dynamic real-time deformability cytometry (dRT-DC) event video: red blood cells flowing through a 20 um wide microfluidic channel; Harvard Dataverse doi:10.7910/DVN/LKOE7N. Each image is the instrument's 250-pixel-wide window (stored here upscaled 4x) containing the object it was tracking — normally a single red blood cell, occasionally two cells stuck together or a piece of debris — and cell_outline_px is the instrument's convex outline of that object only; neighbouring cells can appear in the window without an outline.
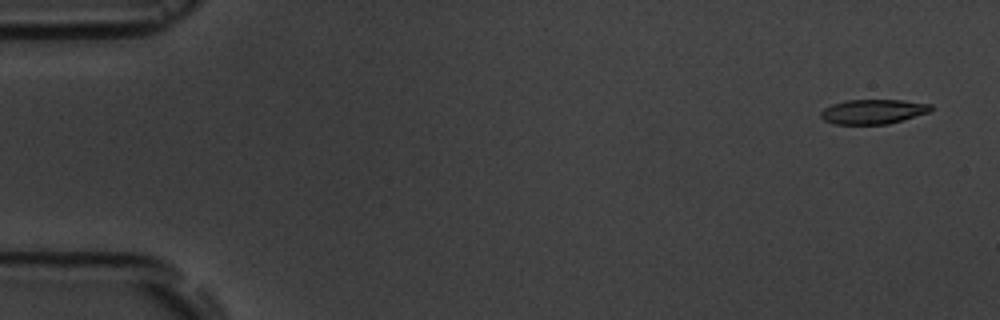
{"species": "common noctule bat (a hibernating species)", "species_latin": "Nyctalus noctula", "temperature_condition": "room temperature", "stored_images_in_passage": 5, "camera_frame_rate_fps": 3000, "um_per_image_px": 0.085, "animal": {"sex": "male", "body_mass_g": 19.5, "forearm_length_mm": 54.6}, "frame": {"image": 1, "passage_image": 1, "time_ms": 0.0, "image_size_px": [1000, 320], "cell_outline_px": [[932, 108], [928, 112], [888, 124], [832, 124], [824, 120], [820, 116], [820, 112], [824, 108], [832, 104], [848, 100], [900, 100], [932, 104]], "centroid_in_image_um": [74.17, 9.49], "position_along_channel_um": 10.8, "area_um2": 15.66}}
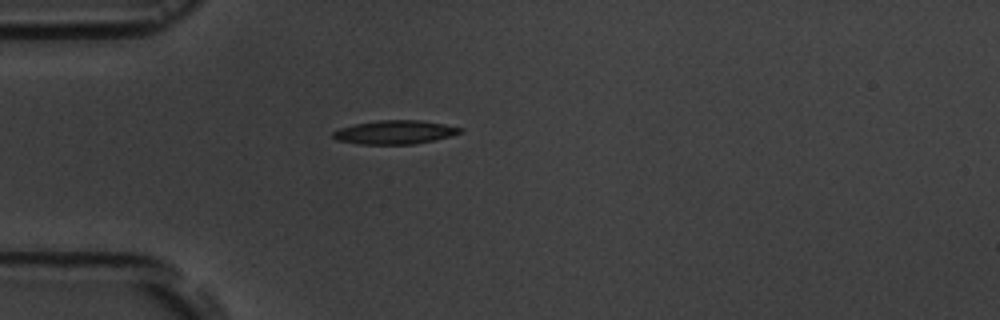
{"frame": {"image": 2, "passage_image": 4, "time_ms": 4.333, "image_size_px": [1000, 320], "cell_outline_px": [[464, 132], [432, 140], [412, 144], [360, 144], [336, 140], [332, 136], [332, 132], [340, 128], [356, 124], [380, 120], [420, 120], [444, 124], [464, 128]], "centroid_in_image_um": [33.56, 11.23], "position_along_channel_um": 51.4, "area_um2": 17.4}}